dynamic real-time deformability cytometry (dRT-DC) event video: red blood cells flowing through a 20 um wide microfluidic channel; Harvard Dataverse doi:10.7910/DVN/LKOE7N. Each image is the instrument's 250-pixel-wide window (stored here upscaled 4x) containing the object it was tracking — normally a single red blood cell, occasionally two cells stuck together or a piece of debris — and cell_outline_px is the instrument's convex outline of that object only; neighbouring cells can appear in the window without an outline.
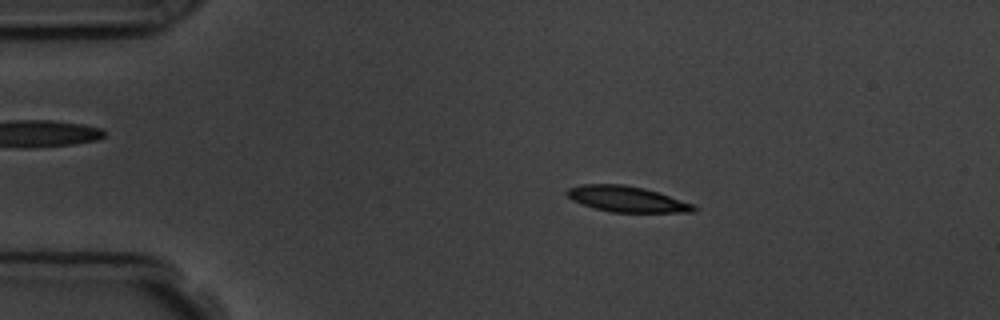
{"species": "common noctule bat (a hibernating species)", "species_latin": "Nyctalus noctula", "temperature_condition": "room temperature", "stored_images_in_passage": 4, "camera_frame_rate_fps": 3000, "um_per_image_px": 0.085, "animal": {"sex": "male", "body_mass_g": 19.5, "forearm_length_mm": 54.6}, "frame": {"image": 1, "passage_image": 2, "time_ms": 1.333, "image_size_px": [1000, 320], "cell_outline_px": [[700, 208], [696, 212], [612, 212], [592, 208], [572, 200], [564, 192], [568, 188], [580, 184], [624, 184], [644, 188], [692, 204]], "centroid_in_image_um": [53.24, 16.92], "position_along_channel_um": 31.8, "area_um2": 19.02}}